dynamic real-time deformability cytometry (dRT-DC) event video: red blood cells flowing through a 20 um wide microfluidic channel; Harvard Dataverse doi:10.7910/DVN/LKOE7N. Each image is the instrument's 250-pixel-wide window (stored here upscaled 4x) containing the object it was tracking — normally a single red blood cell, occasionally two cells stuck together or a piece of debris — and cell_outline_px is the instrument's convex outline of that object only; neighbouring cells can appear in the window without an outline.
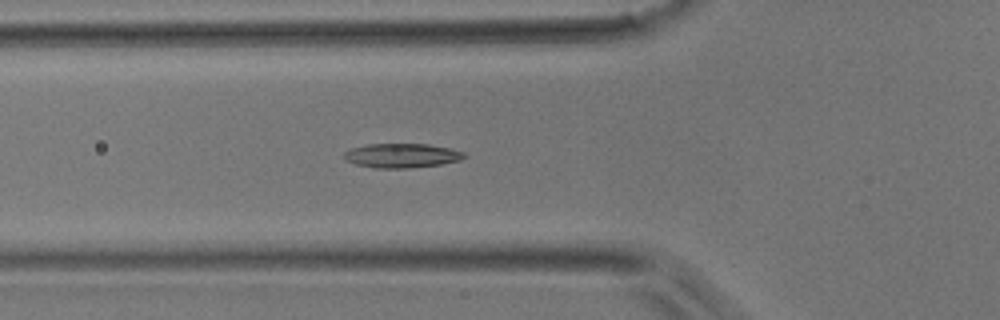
{"species": "common noctule bat (a hibernating species)", "species_latin": "Nyctalus noctula", "temperature_condition": "room temperature", "stored_images_in_passage": 6, "camera_frame_rate_fps": 3000, "um_per_image_px": 0.085, "animal": {"sex": "male", "body_mass_g": 17.9}, "frame": {"image": 1, "passage_image": 2, "time_ms": 0.333, "image_size_px": [1000, 320], "cell_outline_px": [[468, 156], [460, 160], [440, 164], [408, 168], [376, 168], [356, 164], [348, 160], [344, 156], [344, 152], [352, 148], [368, 144], [428, 144], [452, 148], [464, 152]], "centroid_in_image_um": [34.2, 13.22], "position_along_channel_um": 91.6, "area_um2": 16.94}}